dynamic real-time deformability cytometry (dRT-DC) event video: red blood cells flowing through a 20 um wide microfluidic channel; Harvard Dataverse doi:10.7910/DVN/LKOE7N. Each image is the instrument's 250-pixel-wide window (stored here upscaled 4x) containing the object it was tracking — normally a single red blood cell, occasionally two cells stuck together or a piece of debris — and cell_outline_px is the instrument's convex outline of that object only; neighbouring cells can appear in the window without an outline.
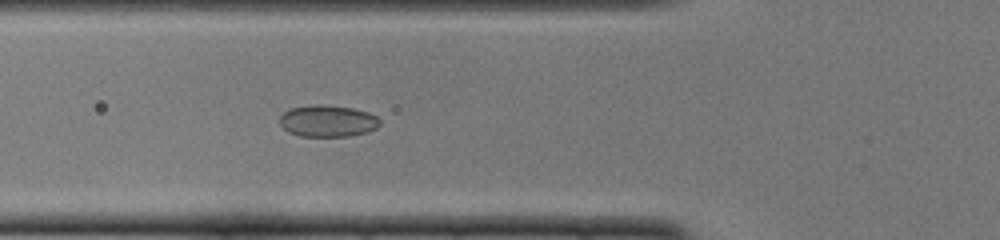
{"species": "common noctule bat (a hibernating species)", "species_latin": "Nyctalus noctula", "temperature_condition": "cold", "stored_images_in_passage": 38, "camera_frame_rate_fps": 3000, "um_per_image_px": 0.085, "animal": {"sex": "female", "body_mass_g": 22.0, "forearm_length_mm": 56.7}, "frame": {"image": 1, "passage_image": 11, "time_ms": 3.333, "image_size_px": [1000, 240], "cell_outline_px": [[380, 124], [376, 128], [368, 132], [348, 136], [300, 136], [288, 132], [280, 124], [280, 116], [284, 112], [292, 108], [316, 104], [352, 108], [368, 112], [376, 116], [380, 120]], "centroid_in_image_um": [27.86, 10.29], "position_along_channel_um": 97.9, "area_um2": 18.38}}
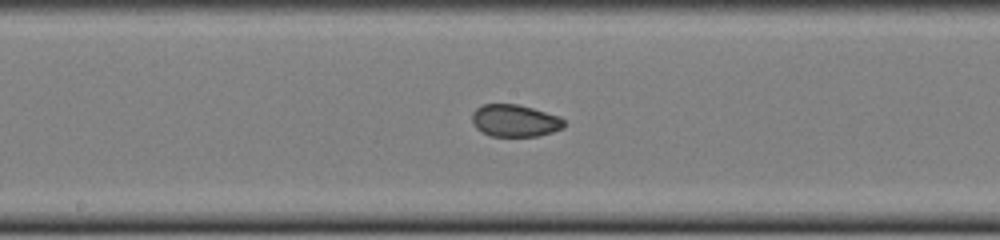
{"frame": {"image": 2, "passage_image": 19, "time_ms": 6.0, "image_size_px": [1000, 240], "cell_outline_px": [[564, 128], [552, 132], [536, 136], [492, 136], [476, 128], [472, 124], [472, 112], [480, 104], [516, 104], [532, 108], [560, 116], [564, 120]], "centroid_in_image_um": [43.75, 10.25], "position_along_channel_um": 204.5, "area_um2": 17.28}}
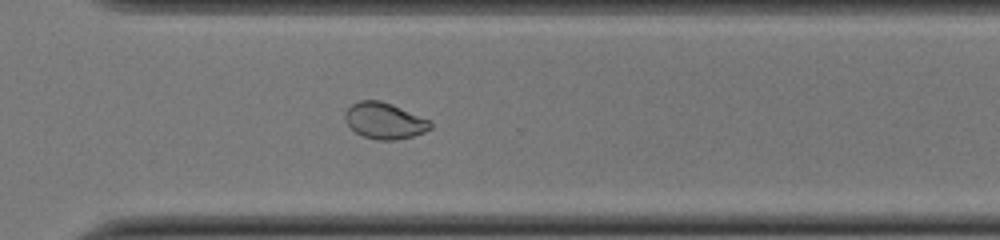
{"frame": {"image": 3, "passage_image": 29, "time_ms": 9.333, "image_size_px": [1000, 240], "cell_outline_px": [[432, 128], [424, 132], [412, 136], [396, 140], [376, 140], [364, 136], [356, 132], [344, 120], [344, 112], [352, 104], [360, 100], [380, 100], [432, 120]], "centroid_in_image_um": [32.69, 10.26], "position_along_channel_um": 337.9, "area_um2": 18.03}, "authors_computed_cell_mechanics": {"area_um2": 18.4671, "velocity_mm_per_s": 3.9963, "shape_relaxation_time_tau1_ms": null, "shape_relaxation_time_tau2_ms": 1.1391, "deformation_change_tau1": null, "deformation_change_tau2": 0.0458}}